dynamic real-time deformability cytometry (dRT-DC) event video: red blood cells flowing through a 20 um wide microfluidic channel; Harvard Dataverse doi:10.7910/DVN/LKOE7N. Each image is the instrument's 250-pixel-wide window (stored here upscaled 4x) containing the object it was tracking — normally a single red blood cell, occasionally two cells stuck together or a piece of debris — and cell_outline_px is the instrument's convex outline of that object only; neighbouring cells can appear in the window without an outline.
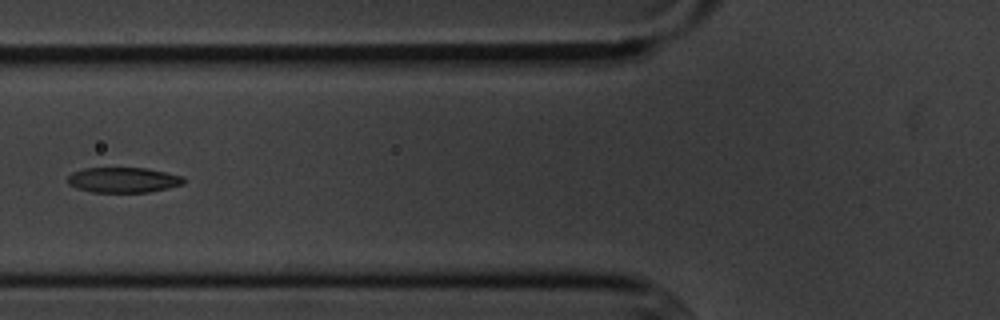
{"species": "common noctule bat (a hibernating species)", "species_latin": "Nyctalus noctula", "temperature_condition": "cold", "stored_images_in_passage": 9, "camera_frame_rate_fps": 3000, "um_per_image_px": 0.085, "animal": {"sex": "male", "body_mass_g": 20.1, "forearm_length_mm": 53.5}, "frame": {"image": 1, "passage_image": 7, "time_ms": 7.0, "image_size_px": [1000, 320], "cell_outline_px": [[184, 184], [168, 188], [148, 192], [92, 192], [76, 188], [68, 184], [68, 176], [72, 172], [84, 168], [148, 168], [184, 176]], "centroid_in_image_um": [10.48, 15.29], "position_along_channel_um": 115.3, "area_um2": 17.17}}
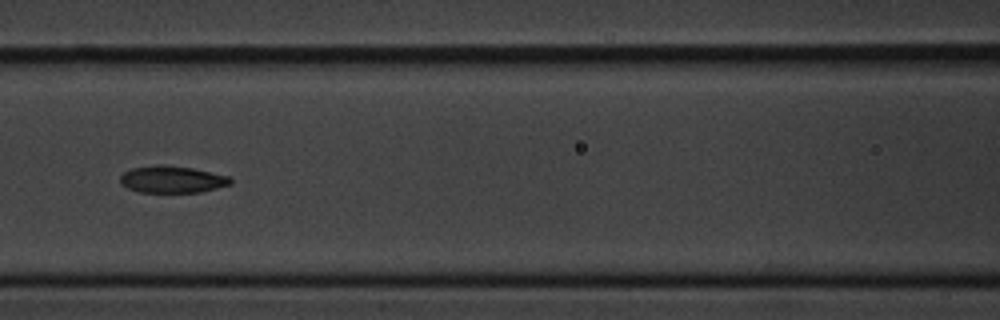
{"frame": {"image": 2, "passage_image": 8, "time_ms": 8.0, "image_size_px": [1000, 320], "cell_outline_px": [[232, 184], [200, 192], [140, 192], [128, 188], [120, 184], [120, 176], [124, 172], [132, 168], [160, 164], [164, 164], [192, 168], [228, 176], [232, 180]], "centroid_in_image_um": [14.61, 15.24], "position_along_channel_um": 152.0, "area_um2": 17.28}}
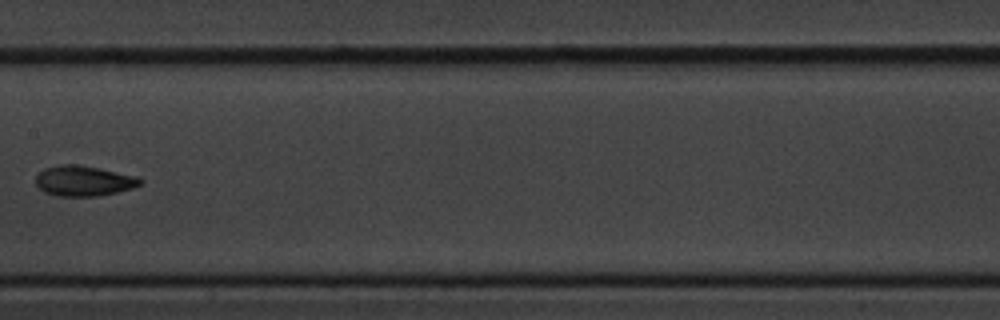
{"frame": {"image": 3, "passage_image": 9, "time_ms": 9.333, "image_size_px": [1000, 320], "cell_outline_px": [[144, 180], [140, 184], [132, 188], [100, 196], [56, 196], [44, 192], [36, 184], [36, 176], [44, 168], [60, 164], [76, 164], [100, 168], [136, 176]], "centroid_in_image_um": [7.1, 15.37], "position_along_channel_um": 200.3, "area_um2": 18.5}}